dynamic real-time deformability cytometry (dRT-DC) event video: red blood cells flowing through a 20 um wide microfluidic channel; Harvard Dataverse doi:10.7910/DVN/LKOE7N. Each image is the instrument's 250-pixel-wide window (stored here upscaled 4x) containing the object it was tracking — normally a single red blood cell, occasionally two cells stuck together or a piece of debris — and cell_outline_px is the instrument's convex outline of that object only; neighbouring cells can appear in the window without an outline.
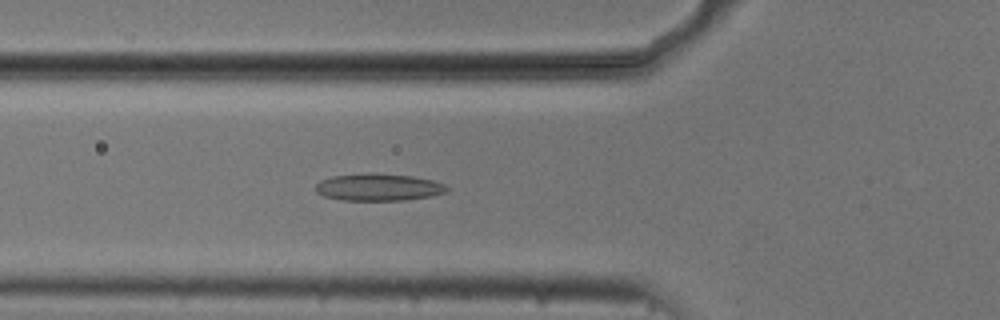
{"species": "common noctule bat (a hibernating species)", "species_latin": "Nyctalus noctula", "temperature_condition": "cold", "stored_images_in_passage": 47, "camera_frame_rate_fps": 3000, "um_per_image_px": 0.085, "animal": {"sex": "male", "body_mass_g": 20.5, "forearm_length_mm": 52.5}, "frame": {"image": 1, "passage_image": 12, "time_ms": 3.667, "image_size_px": [1000, 320], "cell_outline_px": [[448, 192], [432, 196], [404, 200], [340, 200], [324, 196], [316, 192], [316, 184], [320, 180], [332, 176], [412, 176], [432, 180], [444, 184], [448, 188]], "centroid_in_image_um": [32.2, 15.97], "position_along_channel_um": 93.6, "area_um2": 19.77}}
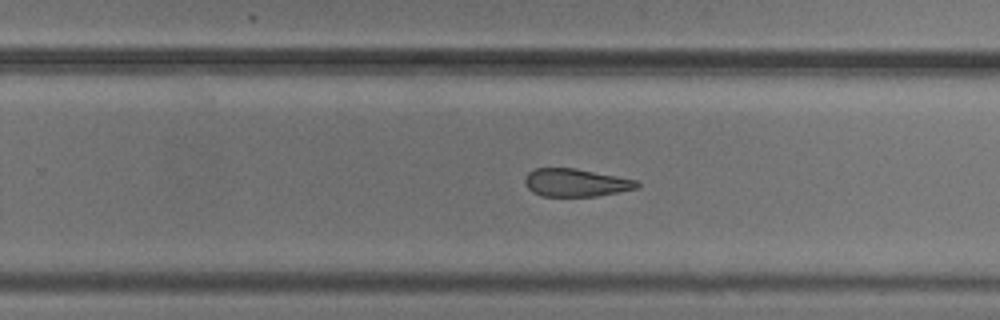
{"frame": {"image": 2, "passage_image": 27, "time_ms": 8.667, "image_size_px": [1000, 320], "cell_outline_px": [[640, 184], [636, 188], [596, 196], [544, 196], [532, 192], [528, 188], [524, 180], [524, 176], [528, 172], [536, 168], [576, 168], [636, 180]], "centroid_in_image_um": [48.89, 15.52], "position_along_channel_um": 280.9, "area_um2": 18.03}}
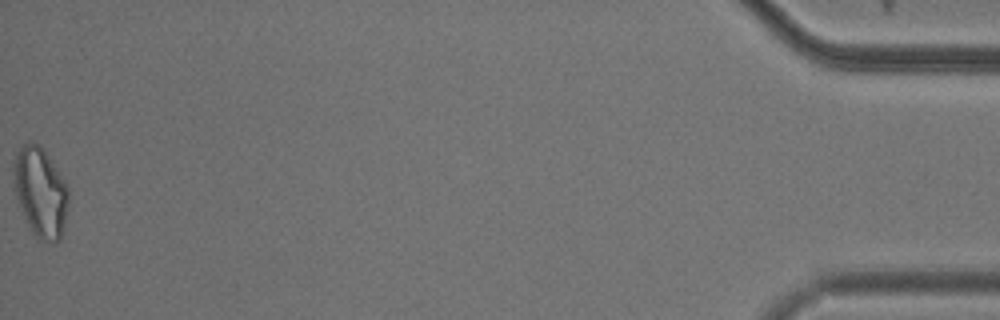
{"frame": {"image": 3, "passage_image": 47, "time_ms": 15.333, "image_size_px": [1000, 320], "cell_outline_px": [[68, 208], [60, 240], [56, 244], [52, 244], [40, 240], [32, 232], [28, 224], [16, 196], [12, 172], [16, 152], [28, 140], [32, 140], [40, 144], [64, 180], [68, 188]], "centroid_in_image_um": [3.44, 16.33], "position_along_channel_um": 431.8, "area_um2": 28.73}, "authors_computed_cell_mechanics": {"area_um2": 20.9814, "velocity_mm_per_s": 3.7306, "shape_relaxation_time_tau1_ms": 3.8504, "shape_relaxation_time_tau2_ms": 3.653, "deformation_change_tau1": 0.1183, "deformation_change_tau2": 0.1345}}